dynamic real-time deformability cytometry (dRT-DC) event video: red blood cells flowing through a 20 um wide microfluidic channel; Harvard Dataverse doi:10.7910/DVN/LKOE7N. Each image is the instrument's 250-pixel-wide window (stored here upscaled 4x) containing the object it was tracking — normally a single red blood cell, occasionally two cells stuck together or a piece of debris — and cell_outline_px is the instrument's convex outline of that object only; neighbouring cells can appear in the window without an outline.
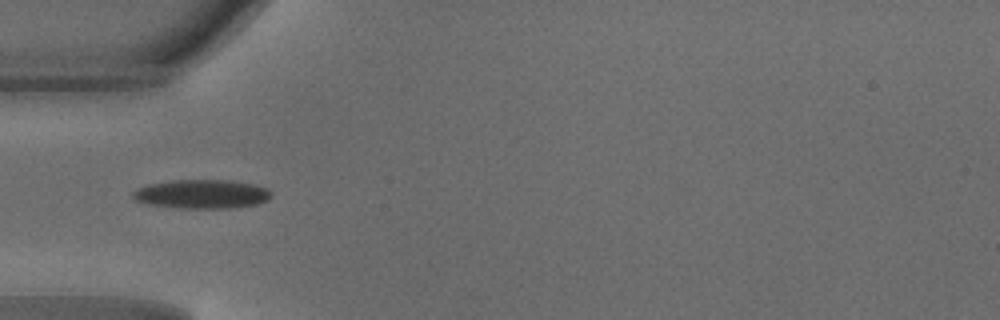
{"species": "common noctule bat (a hibernating species)", "species_latin": "Nyctalus noctula", "temperature_condition": "warm", "stored_images_in_passage": 34, "camera_frame_rate_fps": 3000, "um_per_image_px": 0.085, "animal": {"sex": "male", "body_mass_g": 18.8}, "frame": {"image": 1, "passage_image": 1, "time_ms": 0.0, "image_size_px": [1000, 320], "cell_outline_px": [[272, 196], [268, 200], [256, 204], [232, 208], [176, 208], [148, 204], [136, 200], [132, 196], [132, 192], [136, 188], [148, 184], [172, 180], [228, 180], [252, 184], [268, 188], [272, 192]], "centroid_in_image_um": [17.15, 16.49], "position_along_channel_um": 67.9, "area_um2": 23.47}}
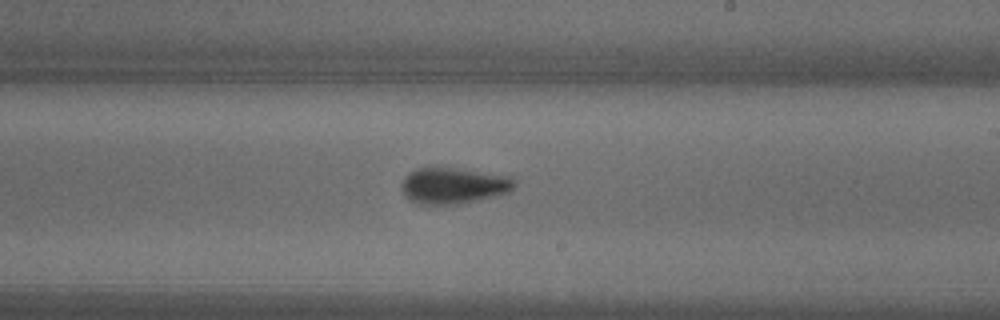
{"frame": {"image": 2, "passage_image": 14, "time_ms": 4.333, "image_size_px": [1000, 320], "cell_outline_px": [[516, 184], [508, 192], [496, 196], [460, 204], [420, 204], [412, 200], [404, 192], [400, 184], [404, 176], [408, 172], [416, 168], [456, 168], [512, 176], [516, 180]], "centroid_in_image_um": [38.57, 15.77], "position_along_channel_um": 250.4, "area_um2": 23.76}}
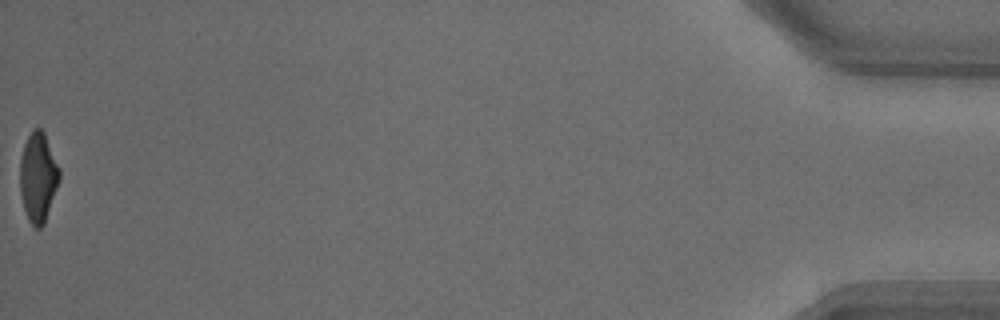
{"frame": {"image": 3, "passage_image": 34, "time_ms": 11.0, "image_size_px": [1000, 320], "cell_outline_px": [[60, 180], [44, 224], [40, 228], [36, 228], [28, 220], [24, 208], [20, 192], [20, 160], [24, 144], [32, 128], [40, 128], [44, 132], [60, 168]], "centroid_in_image_um": [3.24, 15.05], "position_along_channel_um": 432.0, "area_um2": 20.63}, "authors_computed_cell_mechanics": {"area_um2": 21.9062, "velocity_mm_per_s": 4.1979, "shape_relaxation_time_tau1_ms": 4.1446, "shape_relaxation_time_tau2_ms": 1.8631, "deformation_change_tau1": 0.1798, "deformation_change_tau2": 0.0917}}